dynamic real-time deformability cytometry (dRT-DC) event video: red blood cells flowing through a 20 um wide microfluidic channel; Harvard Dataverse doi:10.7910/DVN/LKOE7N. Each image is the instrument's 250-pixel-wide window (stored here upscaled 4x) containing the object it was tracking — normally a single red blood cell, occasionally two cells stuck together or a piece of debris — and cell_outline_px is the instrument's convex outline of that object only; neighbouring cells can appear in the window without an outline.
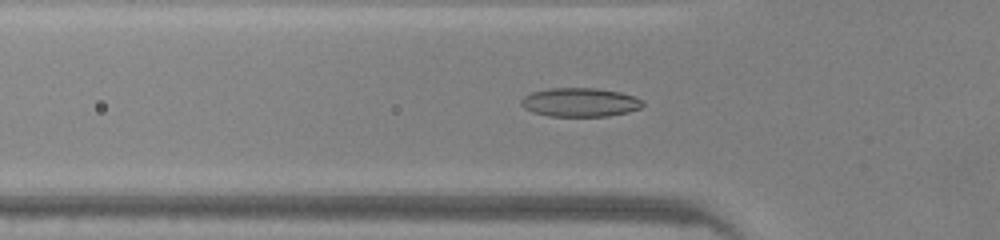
{"species": "common noctule bat (a hibernating species)", "species_latin": "Nyctalus noctula", "temperature_condition": "warm", "stored_images_in_passage": 37, "camera_frame_rate_fps": 3000, "um_per_image_px": 0.085, "animal": {"sex": "male", "body_mass_g": 20.0, "forearm_length_mm": 53.3}, "frame": {"image": 1, "passage_image": 4, "time_ms": 1.0, "image_size_px": [1000, 240], "cell_outline_px": [[644, 104], [640, 108], [628, 112], [608, 116], [548, 116], [532, 112], [524, 108], [520, 104], [520, 100], [524, 96], [532, 92], [552, 88], [596, 88], [620, 92], [632, 96], [640, 100]], "centroid_in_image_um": [49.26, 8.7], "position_along_channel_um": 76.5, "area_um2": 20.35}}
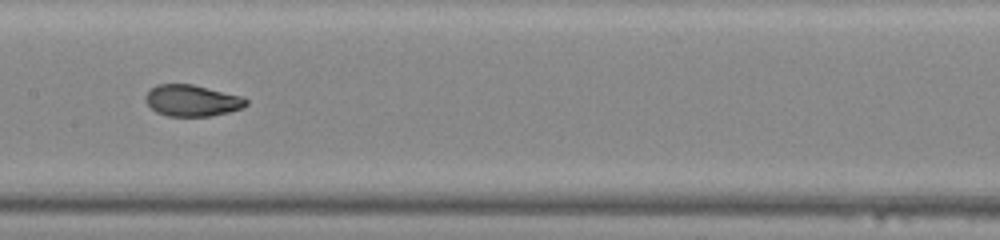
{"frame": {"image": 2, "passage_image": 12, "time_ms": 3.667, "image_size_px": [1000, 240], "cell_outline_px": [[248, 104], [244, 108], [228, 112], [208, 116], [168, 116], [156, 112], [144, 100], [144, 96], [156, 84], [192, 84], [244, 96], [248, 100]], "centroid_in_image_um": [16.35, 8.54], "position_along_channel_um": 191.0, "area_um2": 18.55}}
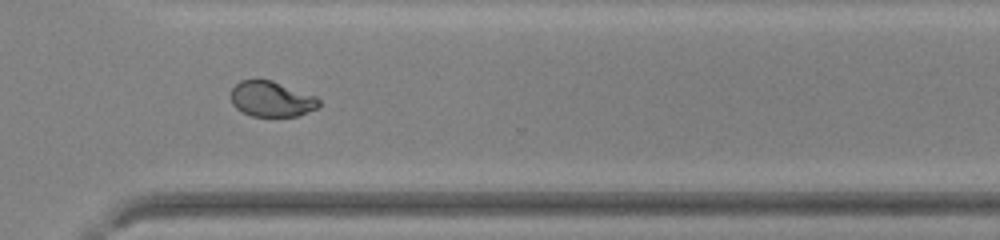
{"frame": {"image": 3, "passage_image": 23, "time_ms": 7.333, "image_size_px": [1000, 240], "cell_outline_px": [[320, 104], [316, 108], [296, 116], [252, 116], [236, 108], [232, 104], [232, 88], [240, 80], [272, 80], [316, 96], [320, 100]], "centroid_in_image_um": [23.08, 8.41], "position_along_channel_um": 347.5, "area_um2": 17.98}, "authors_computed_cell_mechanics": {"area_um2": 19.0162, "velocity_mm_per_s": 4.2719, "shape_relaxation_time_tau1_ms": 6.0281, "shape_relaxation_time_tau2_ms": 0.5827, "deformation_change_tau1": 0.2118, "deformation_change_tau2": 0.0475}}